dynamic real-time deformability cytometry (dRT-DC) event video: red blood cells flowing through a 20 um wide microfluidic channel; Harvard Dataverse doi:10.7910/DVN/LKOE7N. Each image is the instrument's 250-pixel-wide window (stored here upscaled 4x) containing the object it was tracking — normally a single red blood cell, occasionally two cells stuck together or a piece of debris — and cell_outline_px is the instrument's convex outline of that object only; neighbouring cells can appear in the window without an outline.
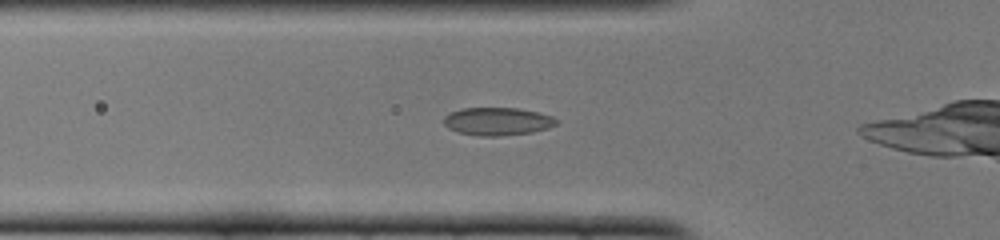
{"species": "common noctule bat (a hibernating species)", "species_latin": "Nyctalus noctula", "temperature_condition": "cold", "stored_images_in_passage": 22, "camera_frame_rate_fps": 3000, "um_per_image_px": 0.085, "animal": {"sex": "female", "body_mass_g": 22.0, "forearm_length_mm": 56.7}, "frame": {"image": 1, "passage_image": 8, "time_ms": 2.333, "image_size_px": [1000, 240], "cell_outline_px": [[556, 124], [548, 128], [532, 132], [500, 136], [480, 136], [456, 132], [448, 128], [444, 124], [444, 116], [460, 108], [516, 108], [536, 112], [552, 116], [556, 120]], "centroid_in_image_um": [42.24, 10.32], "position_along_channel_um": 83.6, "area_um2": 18.21}}
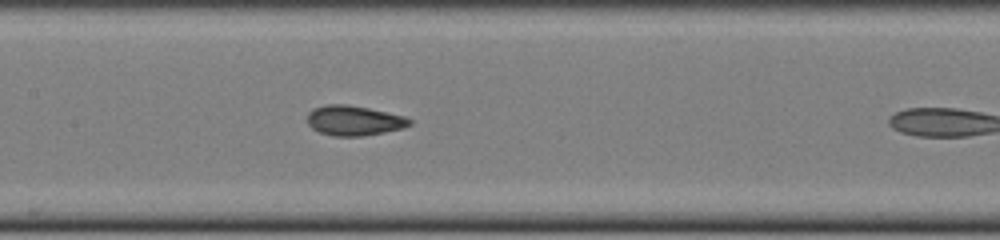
{"frame": {"image": 2, "passage_image": 15, "time_ms": 4.667, "image_size_px": [1000, 240], "cell_outline_px": [[412, 124], [404, 128], [384, 132], [360, 136], [332, 136], [320, 132], [312, 128], [308, 124], [308, 112], [312, 108], [328, 104], [348, 104], [368, 108], [404, 116], [412, 120]], "centroid_in_image_um": [30.08, 10.24], "position_along_channel_um": 177.3, "area_um2": 17.86}}
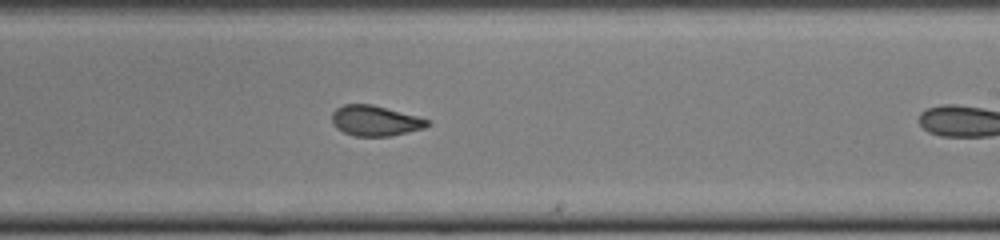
{"frame": {"image": 3, "passage_image": 21, "time_ms": 6.667, "image_size_px": [1000, 240], "cell_outline_px": [[428, 124], [424, 128], [388, 136], [352, 136], [336, 128], [332, 124], [332, 112], [336, 108], [344, 104], [372, 104], [416, 116], [428, 120]], "centroid_in_image_um": [31.82, 10.26], "position_along_channel_um": 257.2, "area_um2": 16.7}}